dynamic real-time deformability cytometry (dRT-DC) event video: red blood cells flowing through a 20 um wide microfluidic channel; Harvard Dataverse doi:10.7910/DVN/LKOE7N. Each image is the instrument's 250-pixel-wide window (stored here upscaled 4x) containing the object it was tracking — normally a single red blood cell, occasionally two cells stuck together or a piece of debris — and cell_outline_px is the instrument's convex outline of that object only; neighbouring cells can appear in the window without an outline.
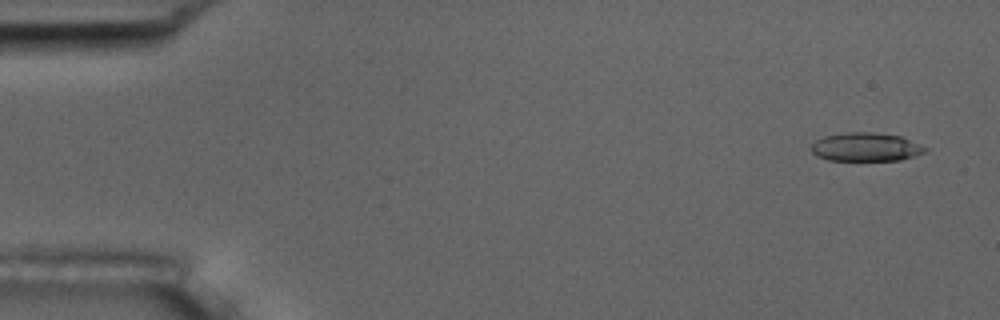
{"species": "common noctule bat (a hibernating species)", "species_latin": "Nyctalus noctula", "temperature_condition": "room temperature", "stored_images_in_passage": 6, "camera_frame_rate_fps": 3000, "um_per_image_px": 0.085, "animal": {"sex": "male", "body_mass_g": 17.5, "forearm_length_mm": 52.3}, "frame": {"image": 1, "passage_image": 1, "time_ms": 0.0, "image_size_px": [1000, 320], "cell_outline_px": [[928, 148], [924, 152], [916, 156], [900, 160], [828, 160], [816, 156], [812, 152], [812, 144], [816, 140], [824, 136], [848, 132], [872, 132], [900, 136]], "centroid_in_image_um": [73.59, 12.5], "position_along_channel_um": 11.4, "area_um2": 18.84}}
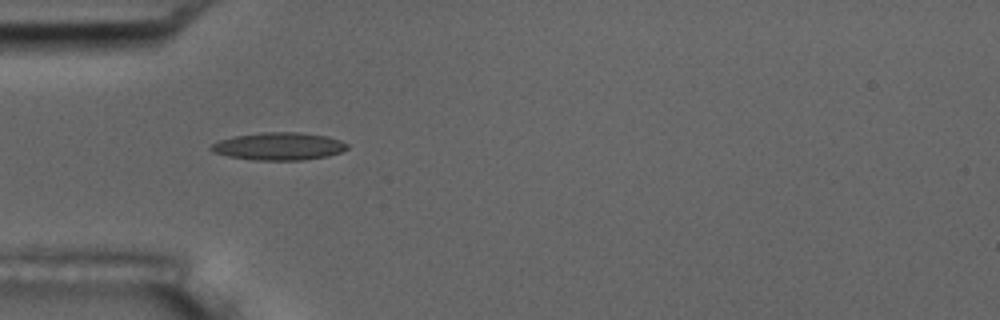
{"frame": {"image": 2, "passage_image": 5, "time_ms": 4.667, "image_size_px": [1000, 320], "cell_outline_px": [[348, 148], [340, 152], [328, 156], [300, 160], [252, 160], [228, 156], [212, 152], [208, 148], [212, 144], [220, 140], [236, 136], [264, 132], [300, 132], [328, 136], [340, 140], [348, 144]], "centroid_in_image_um": [23.7, 12.43], "position_along_channel_um": 61.3, "area_um2": 21.91}}